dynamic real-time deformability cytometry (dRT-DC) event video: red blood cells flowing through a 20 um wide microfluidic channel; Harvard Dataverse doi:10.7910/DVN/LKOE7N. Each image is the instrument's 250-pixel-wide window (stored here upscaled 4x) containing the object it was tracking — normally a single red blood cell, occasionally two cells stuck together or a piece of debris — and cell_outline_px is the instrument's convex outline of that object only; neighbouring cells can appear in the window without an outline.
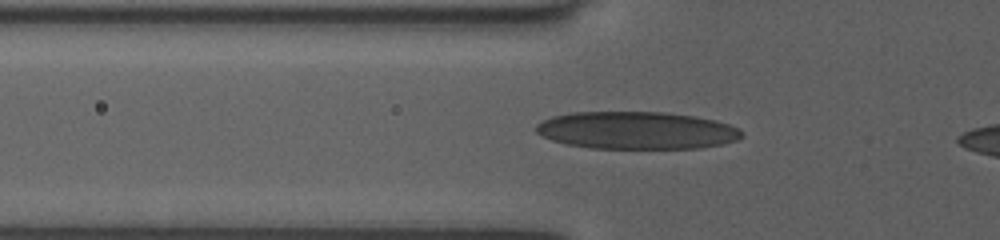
{"species": "human", "species_latin": "Homo sapiens", "temperature_condition": "room temperature", "stored_images_in_passage": 36, "camera_frame_rate_fps": 3000, "um_per_image_px": 0.085, "donor": {"sex": "female"}, "frame": {"image": 1, "passage_image": 7, "time_ms": 2.0, "image_size_px": [1000, 240], "cell_outline_px": [[744, 136], [736, 140], [724, 144], [700, 148], [592, 148], [568, 144], [552, 140], [536, 132], [536, 124], [552, 116], [572, 112], [664, 112], [696, 116], [728, 124], [740, 128], [744, 132]], "centroid_in_image_um": [54.15, 11.08], "position_along_channel_um": 71.6, "area_um2": 44.97}}
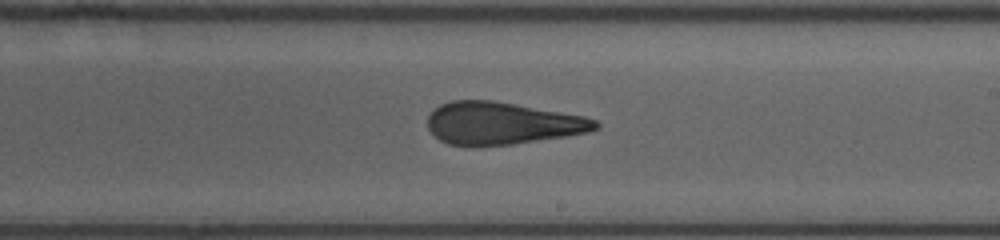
{"frame": {"image": 2, "passage_image": 20, "time_ms": 6.333, "image_size_px": [1000, 240], "cell_outline_px": [[600, 128], [588, 132], [568, 136], [512, 144], [472, 148], [448, 144], [440, 140], [428, 128], [428, 116], [440, 104], [452, 100], [492, 100], [584, 116], [596, 120], [600, 124]], "centroid_in_image_um": [42.67, 10.5], "position_along_channel_um": 246.3, "area_um2": 41.79}}
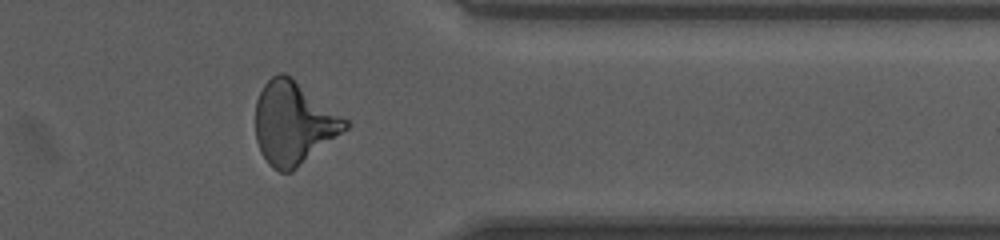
{"frame": {"image": 3, "passage_image": 31, "time_ms": 10.0, "image_size_px": [1000, 240], "cell_outline_px": [[348, 128], [292, 172], [280, 172], [272, 168], [268, 164], [260, 152], [256, 140], [256, 100], [264, 84], [272, 76], [280, 72], [284, 72], [292, 76], [348, 120]], "centroid_in_image_um": [24.94, 10.46], "position_along_channel_um": 386.5, "area_um2": 43.35}, "authors_computed_cell_mechanics": {"area_um2": 41.8761, "velocity_mm_per_s": 4.0319, "shape_relaxation_time_tau1_ms": null, "shape_relaxation_time_tau2_ms": 1.8382, "deformation_change_tau1": null, "deformation_change_tau2": 0.1106}}